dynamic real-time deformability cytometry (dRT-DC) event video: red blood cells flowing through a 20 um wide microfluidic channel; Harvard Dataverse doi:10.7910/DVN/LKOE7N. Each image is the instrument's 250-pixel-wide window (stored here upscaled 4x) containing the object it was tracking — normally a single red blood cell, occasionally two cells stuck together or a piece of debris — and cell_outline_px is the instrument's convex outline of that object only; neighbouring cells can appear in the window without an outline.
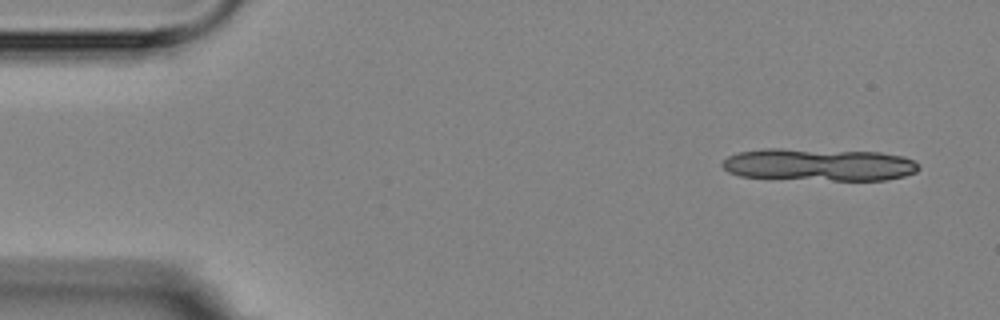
{"species": "Egyptian fruit bat (a non-hibernating species)", "species_latin": "Rousettus aegyptiacus", "temperature_condition": "room temperature", "stored_images_in_passage": 4, "camera_frame_rate_fps": 3000, "um_per_image_px": 0.085, "animal": {"sex": "female"}, "frame": {"image": 1, "passage_image": 1, "time_ms": 0.0, "image_size_px": [1000, 320], "cell_outline_px": [[920, 168], [916, 172], [904, 176], [888, 180], [832, 180], [740, 176], [728, 172], [720, 164], [728, 156], [740, 152], [764, 148], [780, 148], [880, 152], [904, 156], [920, 164]], "centroid_in_image_um": [69.65, 13.99], "position_along_channel_um": 15.4, "area_um2": 37.22}}